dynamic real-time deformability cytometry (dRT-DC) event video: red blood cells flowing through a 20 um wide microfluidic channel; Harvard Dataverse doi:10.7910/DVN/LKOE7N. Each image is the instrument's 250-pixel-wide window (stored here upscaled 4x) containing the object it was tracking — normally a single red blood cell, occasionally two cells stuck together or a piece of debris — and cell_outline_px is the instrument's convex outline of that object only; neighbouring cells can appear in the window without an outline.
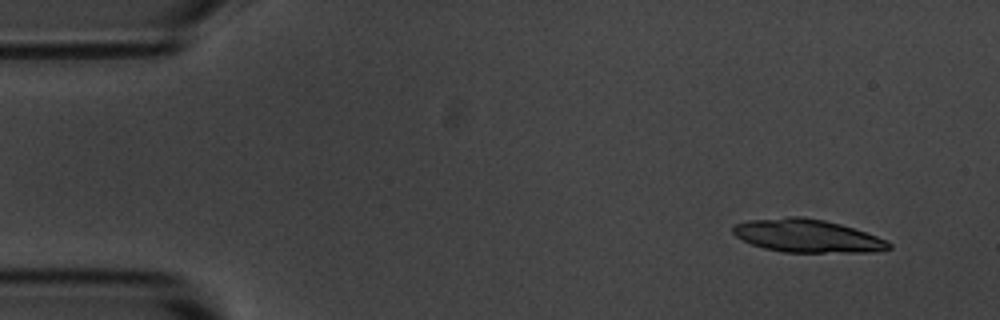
{"species": "common noctule bat (a hibernating species)", "species_latin": "Nyctalus noctula", "temperature_condition": "room temperature", "stored_images_in_passage": 5, "camera_frame_rate_fps": 3000, "um_per_image_px": 0.085, "animal": {"sex": "male", "body_mass_g": 20.1, "forearm_length_mm": 53.5}, "frame": {"image": 1, "passage_image": 1, "time_ms": 0.0, "image_size_px": [1000, 320], "cell_outline_px": [[892, 248], [872, 252], [784, 252], [764, 248], [752, 244], [736, 236], [732, 232], [732, 228], [736, 224], [748, 220], [788, 216], [804, 216], [824, 220], [840, 224], [888, 240], [892, 244]], "centroid_in_image_um": [68.62, 20.04], "position_along_channel_um": 16.4, "area_um2": 29.94}}